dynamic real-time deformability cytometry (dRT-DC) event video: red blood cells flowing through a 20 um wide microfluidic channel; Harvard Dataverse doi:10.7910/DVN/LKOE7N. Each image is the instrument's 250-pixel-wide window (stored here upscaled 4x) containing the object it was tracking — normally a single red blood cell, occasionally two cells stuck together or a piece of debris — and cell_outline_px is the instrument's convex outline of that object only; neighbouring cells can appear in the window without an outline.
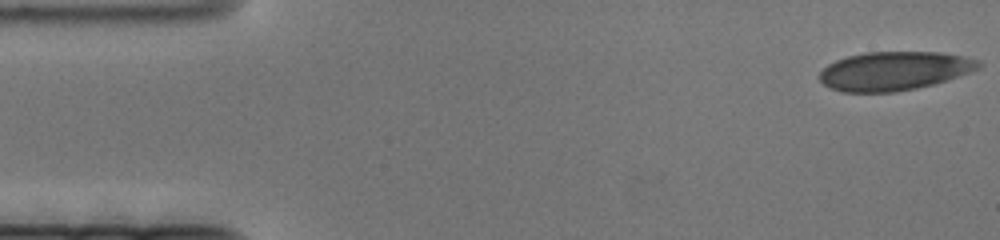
{"species": "human", "species_latin": "Homo sapiens", "temperature_condition": "cold", "stored_images_in_passage": 77, "camera_frame_rate_fps": 3000, "um_per_image_px": 0.085, "donor": {"sex": "female"}, "frame": {"image": 1, "passage_image": 1, "time_ms": 0.0, "image_size_px": [1000, 240], "cell_outline_px": [[984, 64], [980, 68], [948, 80], [916, 88], [896, 92], [840, 92], [828, 88], [820, 80], [820, 72], [828, 64], [836, 60], [848, 56], [864, 52], [940, 52], [964, 56], [980, 60]], "centroid_in_image_um": [76.02, 6.03], "position_along_channel_um": 9.0, "area_um2": 36.13}}
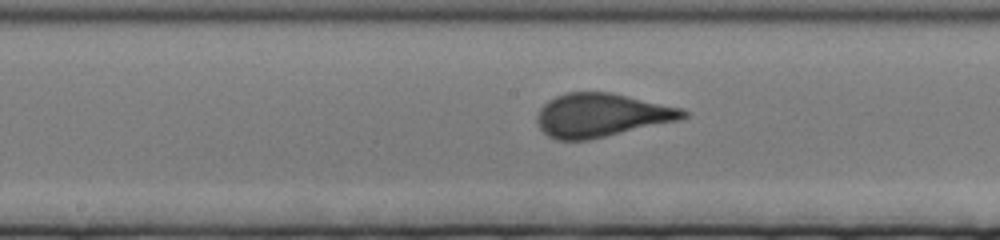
{"frame": {"image": 2, "passage_image": 37, "time_ms": 12.0, "image_size_px": [1000, 240], "cell_outline_px": [[688, 116], [680, 120], [588, 140], [556, 140], [548, 136], [540, 128], [536, 120], [536, 116], [540, 108], [548, 100], [556, 96], [568, 92], [608, 92], [628, 96], [680, 108], [688, 112]], "centroid_in_image_um": [51.09, 9.8], "position_along_channel_um": 197.1, "area_um2": 36.88}}
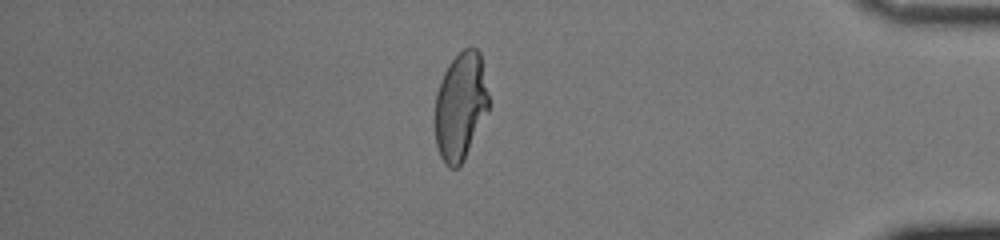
{"frame": {"image": 3, "passage_image": 65, "time_ms": 21.333, "image_size_px": [1000, 240], "cell_outline_px": [[488, 112], [464, 160], [456, 168], [448, 168], [444, 164], [440, 156], [436, 144], [432, 120], [436, 92], [440, 80], [444, 72], [452, 60], [464, 48], [472, 44], [480, 52], [488, 92]], "centroid_in_image_um": [39.1, 9.04], "position_along_channel_um": 396.1, "area_um2": 34.51}}